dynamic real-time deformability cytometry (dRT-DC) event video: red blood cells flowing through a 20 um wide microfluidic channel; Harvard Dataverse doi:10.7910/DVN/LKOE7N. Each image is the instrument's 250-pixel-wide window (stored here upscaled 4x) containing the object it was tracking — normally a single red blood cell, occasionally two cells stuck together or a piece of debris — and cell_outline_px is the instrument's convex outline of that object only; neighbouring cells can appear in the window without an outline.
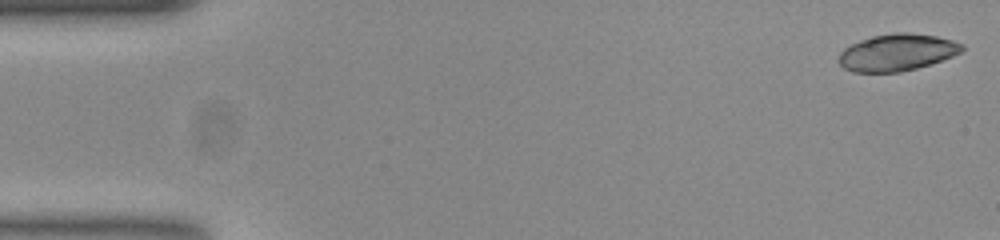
{"species": "common noctule bat (a hibernating species)", "species_latin": "Nyctalus noctula", "temperature_condition": "room temperature", "stored_images_in_passage": 12, "camera_frame_rate_fps": 3000, "um_per_image_px": 0.085, "animal": {"sex": "female", "body_mass_g": 23.0, "forearm_length_mm": 53.4}, "frame": {"image": 1, "passage_image": 1, "time_ms": 0.0, "image_size_px": [1000, 240], "cell_outline_px": [[964, 48], [960, 52], [952, 56], [916, 68], [900, 72], [852, 72], [844, 68], [836, 60], [840, 52], [844, 48], [860, 40], [872, 36], [892, 32], [908, 32], [936, 36], [952, 40], [964, 44]], "centroid_in_image_um": [76.21, 4.45], "position_along_channel_um": 8.8, "area_um2": 26.53}}